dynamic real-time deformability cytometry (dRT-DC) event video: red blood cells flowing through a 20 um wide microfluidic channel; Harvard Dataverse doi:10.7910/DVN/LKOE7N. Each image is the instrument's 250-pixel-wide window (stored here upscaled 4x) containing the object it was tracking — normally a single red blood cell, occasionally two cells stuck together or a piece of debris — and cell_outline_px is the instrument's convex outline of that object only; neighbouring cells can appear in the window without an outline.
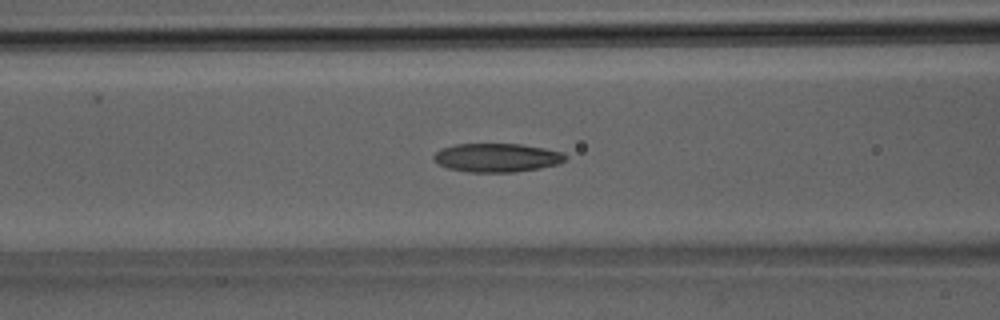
{"species": "Egyptian fruit bat (a non-hibernating species)", "species_latin": "Rousettus aegyptiacus", "temperature_condition": "room temperature", "stored_images_in_passage": 19, "camera_frame_rate_fps": 3000, "um_per_image_px": 0.085, "animal": {"sex": "male"}, "frame": {"image": 1, "passage_image": 8, "time_ms": 2.333, "image_size_px": [1000, 320], "cell_outline_px": [[568, 156], [560, 164], [540, 168], [516, 172], [468, 172], [448, 168], [436, 164], [432, 156], [440, 148], [456, 144], [520, 144], [544, 148], [564, 152]], "centroid_in_image_um": [42.23, 13.4], "position_along_channel_um": 124.4, "area_um2": 22.25}}